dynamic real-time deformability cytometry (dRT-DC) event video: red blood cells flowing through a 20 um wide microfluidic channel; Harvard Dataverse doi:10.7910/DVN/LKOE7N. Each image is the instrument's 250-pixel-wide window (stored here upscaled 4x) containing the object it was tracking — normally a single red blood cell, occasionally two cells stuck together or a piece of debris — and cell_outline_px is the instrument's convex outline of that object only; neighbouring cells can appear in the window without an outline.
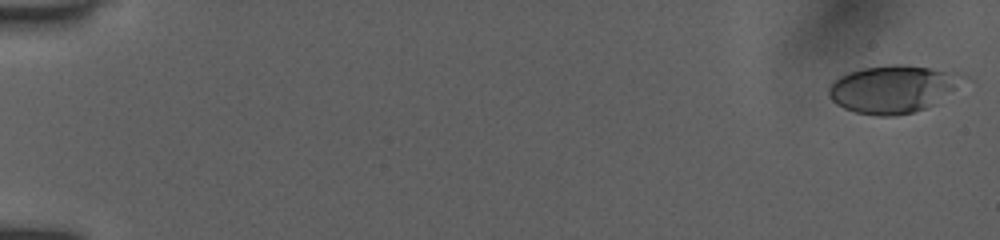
{"species": "human", "species_latin": "Homo sapiens", "temperature_condition": "room temperature", "stored_images_in_passage": 43, "camera_frame_rate_fps": 3000, "um_per_image_px": 0.085, "donor": {"sex": "female"}, "frame": {"image": 1, "passage_image": 1, "time_ms": 0.0, "image_size_px": [1000, 240], "cell_outline_px": [[972, 80], [936, 104], [928, 108], [896, 116], [876, 116], [856, 112], [844, 108], [836, 104], [828, 96], [828, 88], [840, 76], [848, 72], [864, 68], [892, 64], [900, 64], [960, 72], [968, 76]], "centroid_in_image_um": [76.03, 7.56], "position_along_channel_um": 9.0, "area_um2": 38.09}}
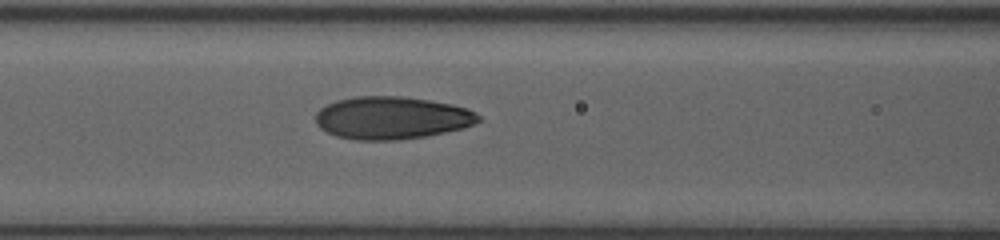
{"frame": {"image": 2, "passage_image": 24, "time_ms": 7.667, "image_size_px": [1000, 240], "cell_outline_px": [[484, 120], [464, 128], [428, 136], [400, 140], [356, 140], [336, 136], [320, 128], [316, 124], [316, 112], [320, 108], [336, 100], [356, 96], [404, 96], [452, 104], [468, 108], [476, 112]], "centroid_in_image_um": [33.34, 10.02], "position_along_channel_um": 133.3, "area_um2": 40.86}}
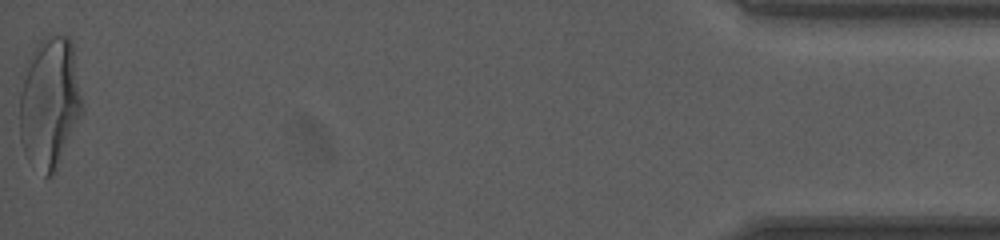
{"frame": {"image": 3, "passage_image": 43, "time_ms": 17.333, "image_size_px": [1000, 240], "cell_outline_px": [[84, 112], [56, 172], [52, 176], [44, 176], [24, 152], [20, 140], [20, 76], [24, 64], [40, 40], [44, 36], [68, 36], [72, 40], [84, 108]], "centroid_in_image_um": [4.23, 8.71], "position_along_channel_um": 431.0, "area_um2": 48.96}, "authors_computed_cell_mechanics": {"area_um2": 39.4774, "velocity_mm_per_s": 3.9948, "shape_relaxation_time_tau1_ms": 6.4455, "shape_relaxation_time_tau2_ms": 1.1592, "deformation_change_tau1": 0.2201, "deformation_change_tau2": 0.0672}}